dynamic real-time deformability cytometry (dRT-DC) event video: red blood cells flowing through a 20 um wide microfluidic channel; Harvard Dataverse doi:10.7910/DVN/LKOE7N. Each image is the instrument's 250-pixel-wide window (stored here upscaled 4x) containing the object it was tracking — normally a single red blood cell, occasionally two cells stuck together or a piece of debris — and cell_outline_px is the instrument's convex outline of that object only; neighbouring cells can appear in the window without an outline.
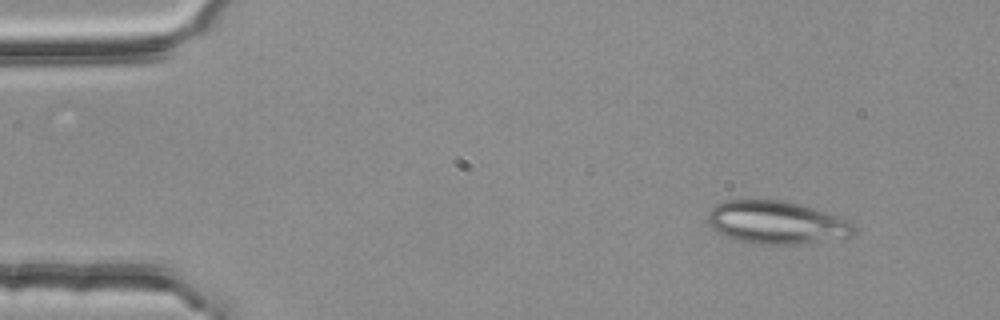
{"species": "common noctule bat (a hibernating species)", "species_latin": "Nyctalus noctula", "temperature_condition": "room temperature", "stored_images_in_passage": 3, "camera_frame_rate_fps": 3000, "um_per_image_px": 0.085, "animal": {"sex": "female", "body_mass_g": 25.1}, "frame": {"image": 1, "passage_image": 1, "time_ms": 0.0, "image_size_px": [1000, 320], "cell_outline_px": [[856, 232], [852, 236], [800, 244], [764, 244], [736, 240], [724, 236], [716, 232], [708, 224], [708, 212], [716, 204], [724, 200], [784, 200], [812, 208], [836, 216], [852, 224], [856, 228]], "centroid_in_image_um": [65.95, 18.91], "position_along_channel_um": 19.1, "area_um2": 36.3}}